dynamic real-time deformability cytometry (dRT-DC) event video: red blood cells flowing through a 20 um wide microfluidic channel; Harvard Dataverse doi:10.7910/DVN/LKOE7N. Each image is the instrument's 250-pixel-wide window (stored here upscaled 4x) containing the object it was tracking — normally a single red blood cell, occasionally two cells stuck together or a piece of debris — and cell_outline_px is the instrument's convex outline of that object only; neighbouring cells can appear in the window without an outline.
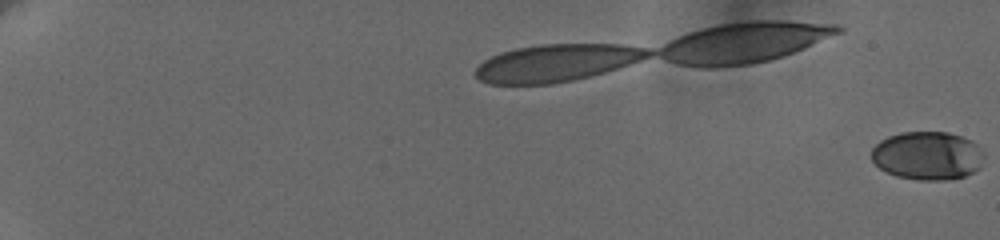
{"species": "human", "species_latin": "Homo sapiens", "temperature_condition": "cold", "stored_images_in_passage": 37, "camera_frame_rate_fps": 3000, "um_per_image_px": 0.085, "donor": {"sex": "female"}, "frame": {"image": 1, "passage_image": 1, "time_ms": 0.0, "image_size_px": [1000, 240], "cell_outline_px": [[984, 156], [980, 168], [964, 176], [944, 180], [920, 180], [896, 176], [880, 168], [872, 160], [872, 148], [880, 140], [888, 136], [904, 132], [948, 132], [972, 140], [976, 144]], "centroid_in_image_um": [78.84, 13.23], "position_along_channel_um": 6.2, "area_um2": 31.62}}
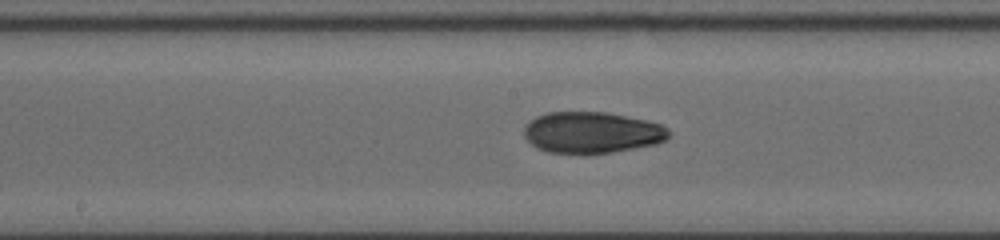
{"frame": {"image": 2, "passage_image": 24, "time_ms": 12.0, "image_size_px": [1000, 240], "cell_outline_px": [[668, 136], [664, 140], [656, 144], [612, 152], [584, 156], [548, 152], [536, 148], [524, 136], [524, 128], [536, 116], [548, 112], [604, 112], [644, 120], [660, 124], [668, 128]], "centroid_in_image_um": [50.27, 11.3], "position_along_channel_um": 197.9, "area_um2": 35.08}}
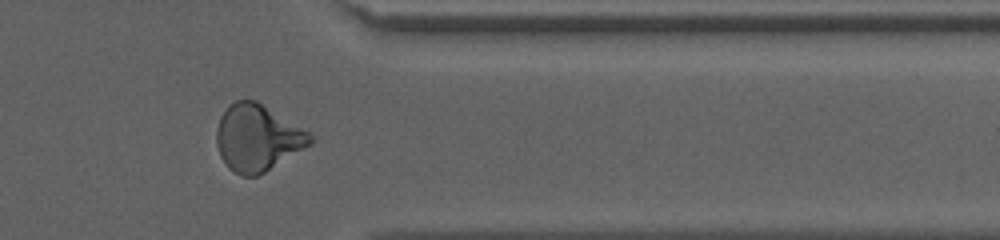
{"frame": {"image": 3, "passage_image": 35, "time_ms": 17.333, "image_size_px": [1000, 240], "cell_outline_px": [[316, 140], [312, 144], [264, 172], [256, 176], [240, 176], [228, 168], [220, 156], [216, 144], [216, 132], [220, 116], [236, 100], [256, 100], [312, 132]], "centroid_in_image_um": [21.92, 11.72], "position_along_channel_um": 389.5, "area_um2": 36.53}, "authors_computed_cell_mechanics": {"area_um2": 34.0442, "velocity_mm_per_s": 3.6559, "shape_relaxation_time_tau1_ms": 7.4345, "shape_relaxation_time_tau2_ms": 2.8245, "deformation_change_tau1": 0.1716, "deformation_change_tau2": 0.0833}}